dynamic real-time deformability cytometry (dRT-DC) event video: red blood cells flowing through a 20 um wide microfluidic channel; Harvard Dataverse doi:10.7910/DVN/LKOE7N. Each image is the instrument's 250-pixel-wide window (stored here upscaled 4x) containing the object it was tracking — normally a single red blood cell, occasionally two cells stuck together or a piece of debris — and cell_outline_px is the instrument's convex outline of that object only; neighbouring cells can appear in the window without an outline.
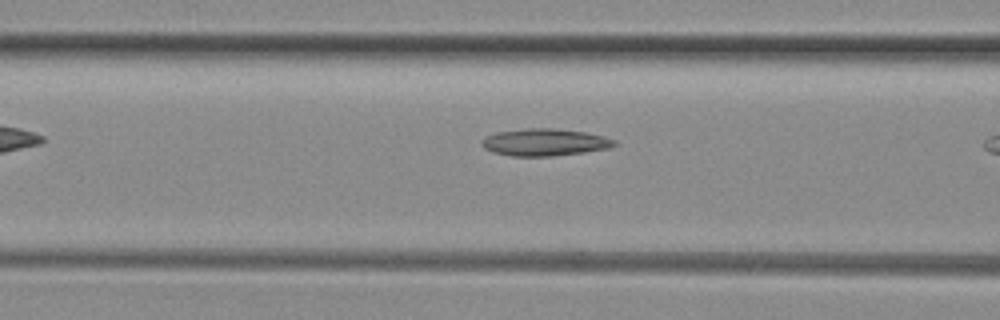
{"species": "common noctule bat (a hibernating species)", "species_latin": "Nyctalus noctula", "temperature_condition": "room temperature", "stored_images_in_passage": 5, "camera_frame_rate_fps": 3000, "um_per_image_px": 0.085, "animal": {"sex": "female", "body_mass_g": 29.2, "forearm_length_mm": 56.3}, "frame": {"image": 1, "passage_image": 4, "time_ms": 1.0, "image_size_px": [1000, 320], "cell_outline_px": [[620, 144], [608, 148], [584, 152], [552, 156], [512, 156], [492, 152], [484, 148], [480, 144], [480, 140], [484, 136], [496, 132], [528, 128], [552, 128], [584, 132], [604, 136], [616, 140]], "centroid_in_image_um": [46.27, 12.09], "position_along_channel_um": 120.3, "area_um2": 21.15}}